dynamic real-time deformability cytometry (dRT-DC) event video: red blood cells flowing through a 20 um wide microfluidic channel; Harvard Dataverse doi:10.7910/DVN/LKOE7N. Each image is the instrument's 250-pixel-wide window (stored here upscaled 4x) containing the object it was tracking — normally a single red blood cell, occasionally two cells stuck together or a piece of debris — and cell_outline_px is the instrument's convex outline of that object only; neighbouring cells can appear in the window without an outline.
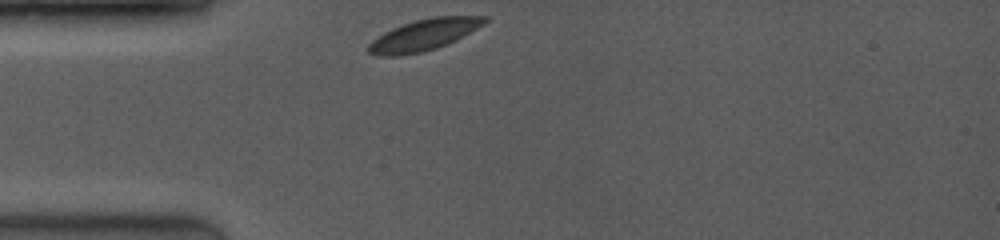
{"species": "common noctule bat (a hibernating species)", "species_latin": "Nyctalus noctula", "temperature_condition": "room temperature", "stored_images_in_passage": 7, "camera_frame_rate_fps": 3500, "um_per_image_px": 0.085, "animal": {"sex": "female", "body_mass_g": 19.0, "forearm_length_mm": 53.3}, "frame": {"image": 1, "passage_image": 1, "time_ms": 0.0, "image_size_px": [1000, 240], "cell_outline_px": [[488, 20], [484, 24], [436, 48], [424, 52], [396, 56], [380, 56], [368, 52], [368, 44], [372, 40], [384, 32], [392, 28], [416, 20], [432, 16], [488, 16]], "centroid_in_image_um": [35.98, 2.96], "position_along_channel_um": 49.0, "area_um2": 20.75}}
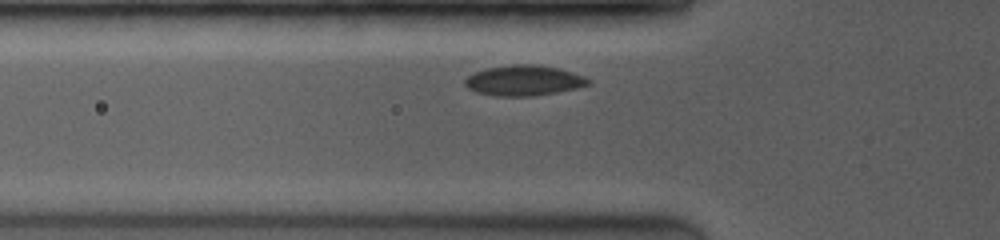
{"frame": {"image": 2, "passage_image": 5, "time_ms": 1.143, "image_size_px": [1000, 240], "cell_outline_px": [[592, 80], [588, 84], [576, 88], [556, 92], [532, 96], [492, 96], [476, 92], [468, 88], [464, 84], [464, 80], [468, 76], [484, 68], [512, 64], [540, 64], [572, 72], [584, 76]], "centroid_in_image_um": [44.49, 6.83], "position_along_channel_um": 81.3, "area_um2": 21.91}}
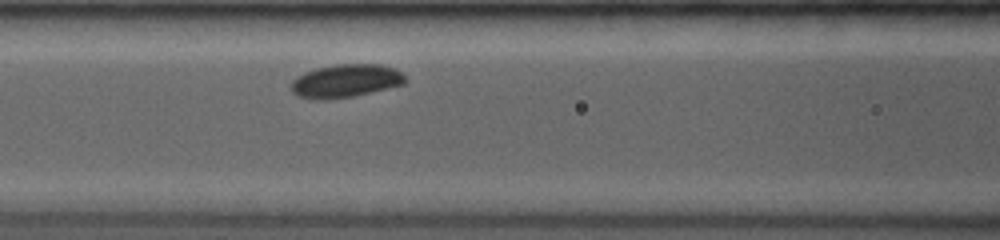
{"frame": {"image": 3, "passage_image": 7, "time_ms": 2.571, "image_size_px": [1000, 240], "cell_outline_px": [[404, 84], [388, 88], [352, 96], [324, 100], [316, 100], [296, 96], [292, 92], [292, 80], [296, 76], [304, 72], [316, 68], [336, 64], [380, 64], [396, 68], [404, 76]], "centroid_in_image_um": [29.34, 6.87], "position_along_channel_um": 137.3, "area_um2": 22.08}}